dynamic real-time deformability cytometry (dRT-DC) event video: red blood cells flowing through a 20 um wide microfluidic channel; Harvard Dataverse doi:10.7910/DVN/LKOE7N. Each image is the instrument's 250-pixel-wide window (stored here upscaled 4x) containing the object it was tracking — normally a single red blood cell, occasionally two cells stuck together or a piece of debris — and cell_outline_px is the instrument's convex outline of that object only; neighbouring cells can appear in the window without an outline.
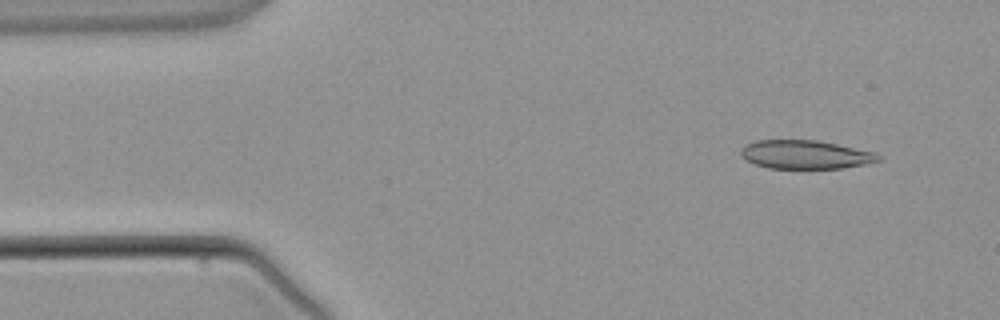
{"species": "common noctule bat (a hibernating species)", "species_latin": "Nyctalus noctula", "temperature_condition": "warm", "stored_images_in_passage": 4, "camera_frame_rate_fps": 3000, "um_per_image_px": 0.085, "animal": {"sex": "male", "body_mass_g": 21.5, "forearm_length_mm": 52.0}, "frame": {"image": 1, "passage_image": 1, "time_ms": 0.0, "image_size_px": [1000, 320], "cell_outline_px": [[884, 156], [880, 160], [864, 164], [844, 168], [768, 168], [756, 164], [740, 156], [740, 148], [744, 144], [756, 140], [816, 140], [876, 152]], "centroid_in_image_um": [68.46, 13.13], "position_along_channel_um": 16.5, "area_um2": 23.0}}
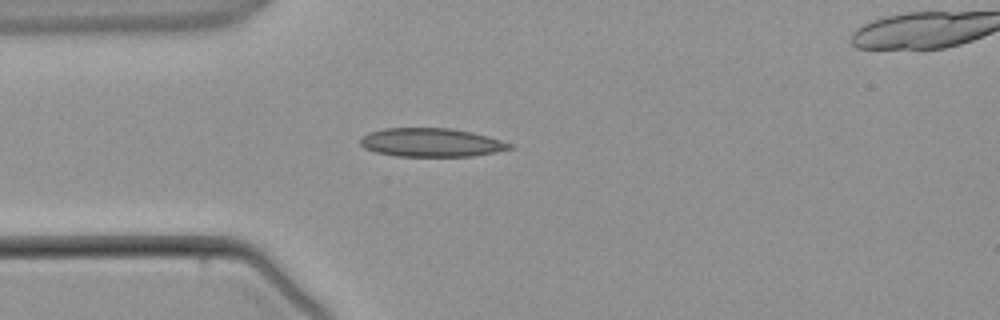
{"frame": {"image": 2, "passage_image": 3, "time_ms": 2.333, "image_size_px": [1000, 320], "cell_outline_px": [[512, 148], [496, 152], [472, 156], [396, 156], [376, 152], [364, 148], [360, 144], [360, 136], [368, 132], [384, 128], [452, 128], [472, 132], [488, 136], [512, 144]], "centroid_in_image_um": [36.62, 12.1], "position_along_channel_um": 48.4, "area_um2": 24.97}}